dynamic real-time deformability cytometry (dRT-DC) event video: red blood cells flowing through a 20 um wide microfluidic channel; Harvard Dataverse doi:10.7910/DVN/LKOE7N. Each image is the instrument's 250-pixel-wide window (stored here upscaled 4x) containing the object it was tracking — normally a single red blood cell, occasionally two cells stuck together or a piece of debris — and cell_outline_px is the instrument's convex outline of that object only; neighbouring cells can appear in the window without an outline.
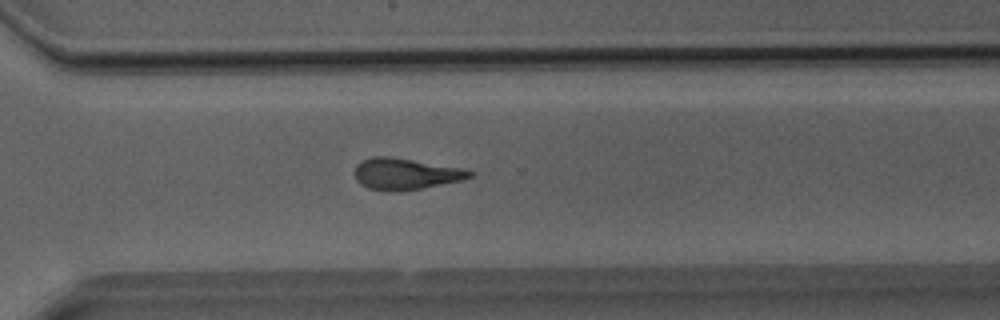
{"species": "Egyptian fruit bat (a non-hibernating species)", "species_latin": "Rousettus aegyptiacus", "temperature_condition": "room temperature", "stored_images_in_passage": 36, "camera_frame_rate_fps": 3000, "um_per_image_px": 0.085, "animal": {"sex": "male"}, "frame": {"image": 1, "passage_image": 26, "time_ms": 8.333, "image_size_px": [1000, 320], "cell_outline_px": [[472, 176], [460, 180], [400, 192], [388, 192], [368, 188], [360, 184], [356, 180], [356, 164], [372, 156], [388, 156], [460, 168], [472, 172]], "centroid_in_image_um": [34.39, 14.79], "position_along_channel_um": 336.2, "area_um2": 20.63}}
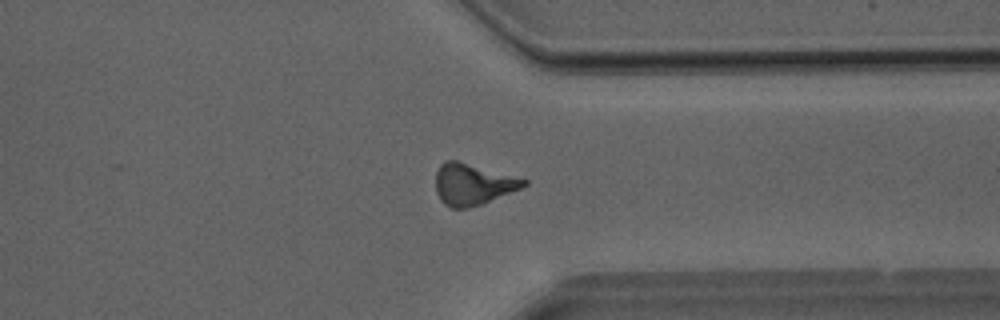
{"frame": {"image": 2, "passage_image": 28, "time_ms": 9.0, "image_size_px": [1000, 320], "cell_outline_px": [[528, 184], [520, 188], [480, 204], [468, 208], [452, 208], [444, 204], [440, 200], [436, 192], [436, 172], [440, 164], [444, 160], [456, 160], [528, 180]], "centroid_in_image_um": [40.13, 15.66], "position_along_channel_um": 371.3, "area_um2": 20.87}}
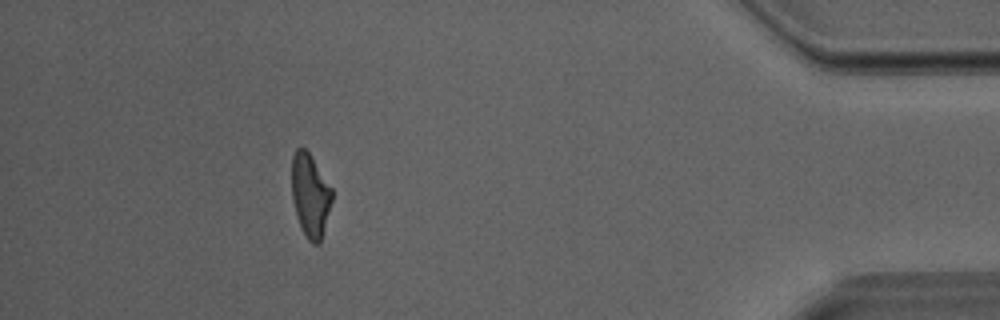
{"frame": {"image": 3, "passage_image": 33, "time_ms": 10.667, "image_size_px": [1000, 320], "cell_outline_px": [[332, 200], [320, 244], [312, 244], [308, 240], [296, 216], [292, 200], [292, 156], [296, 148], [304, 148], [308, 152], [332, 188]], "centroid_in_image_um": [26.36, 16.61], "position_along_channel_um": 408.8, "area_um2": 19.36}}